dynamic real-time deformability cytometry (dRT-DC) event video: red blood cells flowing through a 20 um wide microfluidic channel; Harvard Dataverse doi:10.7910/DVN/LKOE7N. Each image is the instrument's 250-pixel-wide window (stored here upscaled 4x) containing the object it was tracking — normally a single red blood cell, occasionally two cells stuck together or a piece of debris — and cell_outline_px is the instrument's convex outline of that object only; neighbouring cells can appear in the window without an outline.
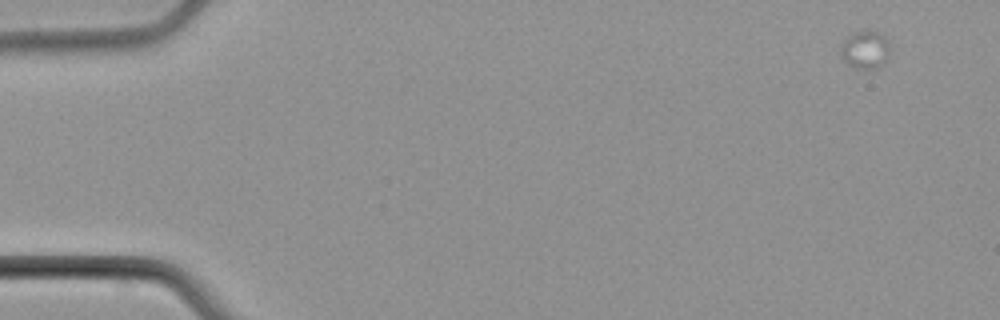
{"species": "common noctule bat (a hibernating species)", "species_latin": "Nyctalus noctula", "temperature_condition": "cold", "stored_images_in_passage": 5, "camera_frame_rate_fps": 3000, "um_per_image_px": 0.085, "animal": {"sex": "male", "body_mass_g": 21.5, "forearm_length_mm": 52.0}, "frame": {"image": 1, "passage_image": 1, "time_ms": 0.0, "image_size_px": [1000, 320], "cell_outline_px": [[888, 56], [876, 68], [856, 68], [848, 64], [840, 56], [840, 52], [844, 40], [852, 32], [876, 32], [884, 36], [888, 40]], "centroid_in_image_um": [73.5, 4.22], "position_along_channel_um": 11.5, "area_um2": 10.46}}